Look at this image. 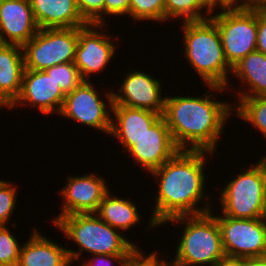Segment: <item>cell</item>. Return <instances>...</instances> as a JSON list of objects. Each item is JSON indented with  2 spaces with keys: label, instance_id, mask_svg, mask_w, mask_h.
I'll use <instances>...</instances> for the list:
<instances>
[{
  "label": "cell",
  "instance_id": "6da1fadb",
  "mask_svg": "<svg viewBox=\"0 0 266 266\" xmlns=\"http://www.w3.org/2000/svg\"><path fill=\"white\" fill-rule=\"evenodd\" d=\"M213 154L205 150H179L151 172L159 181L152 216L147 222L150 225L148 229L160 227L177 216L198 215L213 210L210 196L204 192L206 157ZM200 203L204 206L199 208Z\"/></svg>",
  "mask_w": 266,
  "mask_h": 266
},
{
  "label": "cell",
  "instance_id": "7a4b0ae2",
  "mask_svg": "<svg viewBox=\"0 0 266 266\" xmlns=\"http://www.w3.org/2000/svg\"><path fill=\"white\" fill-rule=\"evenodd\" d=\"M215 93L202 96H167L163 117L172 139L180 150H205L216 153L217 142L228 117L230 102L213 100ZM204 96V97H203ZM227 120V121H226Z\"/></svg>",
  "mask_w": 266,
  "mask_h": 266
},
{
  "label": "cell",
  "instance_id": "3957f363",
  "mask_svg": "<svg viewBox=\"0 0 266 266\" xmlns=\"http://www.w3.org/2000/svg\"><path fill=\"white\" fill-rule=\"evenodd\" d=\"M182 40L184 58L201 77L211 92L222 93L230 86L228 64L216 23L211 19L185 21Z\"/></svg>",
  "mask_w": 266,
  "mask_h": 266
},
{
  "label": "cell",
  "instance_id": "277c9868",
  "mask_svg": "<svg viewBox=\"0 0 266 266\" xmlns=\"http://www.w3.org/2000/svg\"><path fill=\"white\" fill-rule=\"evenodd\" d=\"M65 237L78 245V252L67 247L71 263L81 254H139L142 250L108 225L96 213H75L59 218L54 224ZM121 234V235H120ZM76 260V261H75Z\"/></svg>",
  "mask_w": 266,
  "mask_h": 266
},
{
  "label": "cell",
  "instance_id": "5b68a950",
  "mask_svg": "<svg viewBox=\"0 0 266 266\" xmlns=\"http://www.w3.org/2000/svg\"><path fill=\"white\" fill-rule=\"evenodd\" d=\"M184 225L176 254L171 260L175 266H216L226 257L222 245L220 226L212 210L198 215H183L164 224Z\"/></svg>",
  "mask_w": 266,
  "mask_h": 266
},
{
  "label": "cell",
  "instance_id": "8992f818",
  "mask_svg": "<svg viewBox=\"0 0 266 266\" xmlns=\"http://www.w3.org/2000/svg\"><path fill=\"white\" fill-rule=\"evenodd\" d=\"M219 197L221 215L253 219L263 217L266 201V155L248 169H241L222 188Z\"/></svg>",
  "mask_w": 266,
  "mask_h": 266
},
{
  "label": "cell",
  "instance_id": "52a82bcc",
  "mask_svg": "<svg viewBox=\"0 0 266 266\" xmlns=\"http://www.w3.org/2000/svg\"><path fill=\"white\" fill-rule=\"evenodd\" d=\"M77 44L78 27L39 29L22 46L25 69L45 71L58 64L74 62Z\"/></svg>",
  "mask_w": 266,
  "mask_h": 266
},
{
  "label": "cell",
  "instance_id": "ba28073f",
  "mask_svg": "<svg viewBox=\"0 0 266 266\" xmlns=\"http://www.w3.org/2000/svg\"><path fill=\"white\" fill-rule=\"evenodd\" d=\"M210 18L216 23L225 58L231 67L256 50L257 8L217 11Z\"/></svg>",
  "mask_w": 266,
  "mask_h": 266
},
{
  "label": "cell",
  "instance_id": "9c48e42d",
  "mask_svg": "<svg viewBox=\"0 0 266 266\" xmlns=\"http://www.w3.org/2000/svg\"><path fill=\"white\" fill-rule=\"evenodd\" d=\"M226 257L252 259L266 251V222L260 218L240 219L217 216Z\"/></svg>",
  "mask_w": 266,
  "mask_h": 266
},
{
  "label": "cell",
  "instance_id": "30bf717a",
  "mask_svg": "<svg viewBox=\"0 0 266 266\" xmlns=\"http://www.w3.org/2000/svg\"><path fill=\"white\" fill-rule=\"evenodd\" d=\"M91 81L84 80L65 96L60 116L110 134L112 118V91L105 94L107 102L97 92ZM109 106H108V105ZM109 107V108H107Z\"/></svg>",
  "mask_w": 266,
  "mask_h": 266
},
{
  "label": "cell",
  "instance_id": "8fae6325",
  "mask_svg": "<svg viewBox=\"0 0 266 266\" xmlns=\"http://www.w3.org/2000/svg\"><path fill=\"white\" fill-rule=\"evenodd\" d=\"M104 27L102 24L93 23L78 27L74 64L84 80L90 81L94 73L103 71L116 55L117 48L114 40L117 39L111 38L107 32L102 33Z\"/></svg>",
  "mask_w": 266,
  "mask_h": 266
},
{
  "label": "cell",
  "instance_id": "7c38bea8",
  "mask_svg": "<svg viewBox=\"0 0 266 266\" xmlns=\"http://www.w3.org/2000/svg\"><path fill=\"white\" fill-rule=\"evenodd\" d=\"M103 177L89 173L84 176L67 178V184L59 191L64 201L61 213L51 223L59 218L75 213H95L105 195L110 191Z\"/></svg>",
  "mask_w": 266,
  "mask_h": 266
},
{
  "label": "cell",
  "instance_id": "4fadbf2b",
  "mask_svg": "<svg viewBox=\"0 0 266 266\" xmlns=\"http://www.w3.org/2000/svg\"><path fill=\"white\" fill-rule=\"evenodd\" d=\"M160 82L150 73L131 70L123 78L118 93L112 91L113 105L147 109L163 116L166 97L162 96L163 86Z\"/></svg>",
  "mask_w": 266,
  "mask_h": 266
},
{
  "label": "cell",
  "instance_id": "5bb4252c",
  "mask_svg": "<svg viewBox=\"0 0 266 266\" xmlns=\"http://www.w3.org/2000/svg\"><path fill=\"white\" fill-rule=\"evenodd\" d=\"M180 149L174 143L166 120L161 116L126 153L149 173L161 167Z\"/></svg>",
  "mask_w": 266,
  "mask_h": 266
},
{
  "label": "cell",
  "instance_id": "9a60e30c",
  "mask_svg": "<svg viewBox=\"0 0 266 266\" xmlns=\"http://www.w3.org/2000/svg\"><path fill=\"white\" fill-rule=\"evenodd\" d=\"M65 96L48 73L25 69L20 95L8 109H14L21 104L36 107L44 115L60 114Z\"/></svg>",
  "mask_w": 266,
  "mask_h": 266
},
{
  "label": "cell",
  "instance_id": "2e32d148",
  "mask_svg": "<svg viewBox=\"0 0 266 266\" xmlns=\"http://www.w3.org/2000/svg\"><path fill=\"white\" fill-rule=\"evenodd\" d=\"M38 30L29 0H0L1 44L23 46Z\"/></svg>",
  "mask_w": 266,
  "mask_h": 266
},
{
  "label": "cell",
  "instance_id": "e0dca14e",
  "mask_svg": "<svg viewBox=\"0 0 266 266\" xmlns=\"http://www.w3.org/2000/svg\"><path fill=\"white\" fill-rule=\"evenodd\" d=\"M110 136L115 137L127 152L162 116L147 109L112 105Z\"/></svg>",
  "mask_w": 266,
  "mask_h": 266
},
{
  "label": "cell",
  "instance_id": "ac0fdd59",
  "mask_svg": "<svg viewBox=\"0 0 266 266\" xmlns=\"http://www.w3.org/2000/svg\"><path fill=\"white\" fill-rule=\"evenodd\" d=\"M39 29L84 27L77 0H29Z\"/></svg>",
  "mask_w": 266,
  "mask_h": 266
},
{
  "label": "cell",
  "instance_id": "d6986e66",
  "mask_svg": "<svg viewBox=\"0 0 266 266\" xmlns=\"http://www.w3.org/2000/svg\"><path fill=\"white\" fill-rule=\"evenodd\" d=\"M24 71L22 46L0 44V107L8 109L19 97Z\"/></svg>",
  "mask_w": 266,
  "mask_h": 266
},
{
  "label": "cell",
  "instance_id": "ffe728a7",
  "mask_svg": "<svg viewBox=\"0 0 266 266\" xmlns=\"http://www.w3.org/2000/svg\"><path fill=\"white\" fill-rule=\"evenodd\" d=\"M28 240L21 244L17 266H71L66 247L44 237L34 228Z\"/></svg>",
  "mask_w": 266,
  "mask_h": 266
},
{
  "label": "cell",
  "instance_id": "44dd1931",
  "mask_svg": "<svg viewBox=\"0 0 266 266\" xmlns=\"http://www.w3.org/2000/svg\"><path fill=\"white\" fill-rule=\"evenodd\" d=\"M231 74L247 85L237 92L238 101L242 98L266 96V55L258 50L249 53L232 67Z\"/></svg>",
  "mask_w": 266,
  "mask_h": 266
},
{
  "label": "cell",
  "instance_id": "7402d4cb",
  "mask_svg": "<svg viewBox=\"0 0 266 266\" xmlns=\"http://www.w3.org/2000/svg\"><path fill=\"white\" fill-rule=\"evenodd\" d=\"M109 191L95 212L104 222L116 230L128 231L141 220L137 205L132 199H122Z\"/></svg>",
  "mask_w": 266,
  "mask_h": 266
},
{
  "label": "cell",
  "instance_id": "603a6c76",
  "mask_svg": "<svg viewBox=\"0 0 266 266\" xmlns=\"http://www.w3.org/2000/svg\"><path fill=\"white\" fill-rule=\"evenodd\" d=\"M211 13L210 0H165V22L173 18L200 21L210 18Z\"/></svg>",
  "mask_w": 266,
  "mask_h": 266
},
{
  "label": "cell",
  "instance_id": "cb8c5ba5",
  "mask_svg": "<svg viewBox=\"0 0 266 266\" xmlns=\"http://www.w3.org/2000/svg\"><path fill=\"white\" fill-rule=\"evenodd\" d=\"M234 105L237 117L252 124L266 139V96L242 98Z\"/></svg>",
  "mask_w": 266,
  "mask_h": 266
},
{
  "label": "cell",
  "instance_id": "d4e9b609",
  "mask_svg": "<svg viewBox=\"0 0 266 266\" xmlns=\"http://www.w3.org/2000/svg\"><path fill=\"white\" fill-rule=\"evenodd\" d=\"M129 17L137 21H165V0H130Z\"/></svg>",
  "mask_w": 266,
  "mask_h": 266
},
{
  "label": "cell",
  "instance_id": "484cf974",
  "mask_svg": "<svg viewBox=\"0 0 266 266\" xmlns=\"http://www.w3.org/2000/svg\"><path fill=\"white\" fill-rule=\"evenodd\" d=\"M45 72L52 76L65 95L71 93L84 81L74 62L52 66L46 69Z\"/></svg>",
  "mask_w": 266,
  "mask_h": 266
},
{
  "label": "cell",
  "instance_id": "4316f807",
  "mask_svg": "<svg viewBox=\"0 0 266 266\" xmlns=\"http://www.w3.org/2000/svg\"><path fill=\"white\" fill-rule=\"evenodd\" d=\"M8 225H0V266H17L21 246Z\"/></svg>",
  "mask_w": 266,
  "mask_h": 266
},
{
  "label": "cell",
  "instance_id": "83f0119b",
  "mask_svg": "<svg viewBox=\"0 0 266 266\" xmlns=\"http://www.w3.org/2000/svg\"><path fill=\"white\" fill-rule=\"evenodd\" d=\"M16 189L8 180L0 183V225H8L10 217H13V211L17 208Z\"/></svg>",
  "mask_w": 266,
  "mask_h": 266
},
{
  "label": "cell",
  "instance_id": "f1b7e54d",
  "mask_svg": "<svg viewBox=\"0 0 266 266\" xmlns=\"http://www.w3.org/2000/svg\"><path fill=\"white\" fill-rule=\"evenodd\" d=\"M138 254H95L90 260L82 261L80 266H132L134 258ZM99 262L101 264H99ZM113 264V265H112Z\"/></svg>",
  "mask_w": 266,
  "mask_h": 266
},
{
  "label": "cell",
  "instance_id": "f546056e",
  "mask_svg": "<svg viewBox=\"0 0 266 266\" xmlns=\"http://www.w3.org/2000/svg\"><path fill=\"white\" fill-rule=\"evenodd\" d=\"M77 4L88 23L104 25V0H77Z\"/></svg>",
  "mask_w": 266,
  "mask_h": 266
},
{
  "label": "cell",
  "instance_id": "4dcf8cb0",
  "mask_svg": "<svg viewBox=\"0 0 266 266\" xmlns=\"http://www.w3.org/2000/svg\"><path fill=\"white\" fill-rule=\"evenodd\" d=\"M130 0H104V23L106 16L128 15L129 17Z\"/></svg>",
  "mask_w": 266,
  "mask_h": 266
},
{
  "label": "cell",
  "instance_id": "1f68e13d",
  "mask_svg": "<svg viewBox=\"0 0 266 266\" xmlns=\"http://www.w3.org/2000/svg\"><path fill=\"white\" fill-rule=\"evenodd\" d=\"M248 10L251 9V0H210L212 12L216 10ZM215 9V11H214Z\"/></svg>",
  "mask_w": 266,
  "mask_h": 266
},
{
  "label": "cell",
  "instance_id": "d6a6232c",
  "mask_svg": "<svg viewBox=\"0 0 266 266\" xmlns=\"http://www.w3.org/2000/svg\"><path fill=\"white\" fill-rule=\"evenodd\" d=\"M256 50L266 55V8H257Z\"/></svg>",
  "mask_w": 266,
  "mask_h": 266
},
{
  "label": "cell",
  "instance_id": "836d02e7",
  "mask_svg": "<svg viewBox=\"0 0 266 266\" xmlns=\"http://www.w3.org/2000/svg\"><path fill=\"white\" fill-rule=\"evenodd\" d=\"M145 254L141 251L133 261L132 266H175L171 261L158 258L157 252Z\"/></svg>",
  "mask_w": 266,
  "mask_h": 266
},
{
  "label": "cell",
  "instance_id": "e575fe53",
  "mask_svg": "<svg viewBox=\"0 0 266 266\" xmlns=\"http://www.w3.org/2000/svg\"><path fill=\"white\" fill-rule=\"evenodd\" d=\"M216 266H248V259L225 257Z\"/></svg>",
  "mask_w": 266,
  "mask_h": 266
},
{
  "label": "cell",
  "instance_id": "d590c367",
  "mask_svg": "<svg viewBox=\"0 0 266 266\" xmlns=\"http://www.w3.org/2000/svg\"><path fill=\"white\" fill-rule=\"evenodd\" d=\"M248 266H266L264 257L248 259Z\"/></svg>",
  "mask_w": 266,
  "mask_h": 266
},
{
  "label": "cell",
  "instance_id": "8d00e7d4",
  "mask_svg": "<svg viewBox=\"0 0 266 266\" xmlns=\"http://www.w3.org/2000/svg\"><path fill=\"white\" fill-rule=\"evenodd\" d=\"M251 8H266V0H251Z\"/></svg>",
  "mask_w": 266,
  "mask_h": 266
},
{
  "label": "cell",
  "instance_id": "74e56055",
  "mask_svg": "<svg viewBox=\"0 0 266 266\" xmlns=\"http://www.w3.org/2000/svg\"><path fill=\"white\" fill-rule=\"evenodd\" d=\"M265 222H266V201H265V209H264V214H263V217H262Z\"/></svg>",
  "mask_w": 266,
  "mask_h": 266
}]
</instances>
